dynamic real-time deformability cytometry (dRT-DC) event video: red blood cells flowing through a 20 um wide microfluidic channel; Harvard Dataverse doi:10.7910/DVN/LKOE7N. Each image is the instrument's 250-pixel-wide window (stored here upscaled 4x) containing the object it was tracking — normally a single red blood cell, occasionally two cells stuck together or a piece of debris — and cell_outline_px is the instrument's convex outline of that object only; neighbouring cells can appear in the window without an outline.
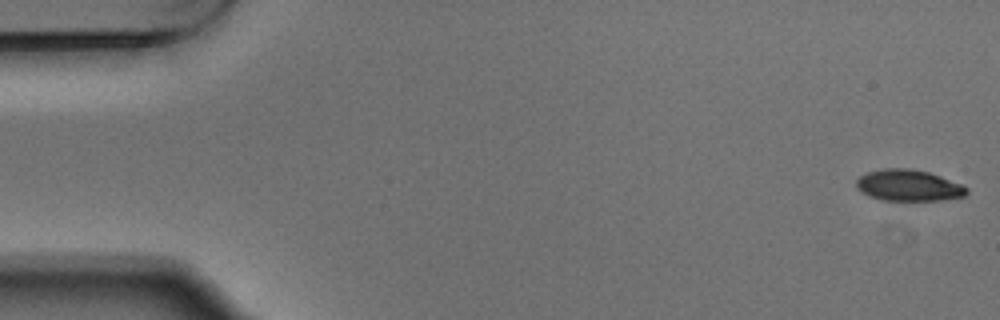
{"species": "Egyptian fruit bat (a non-hibernating species)", "species_latin": "Rousettus aegyptiacus", "temperature_condition": "warm", "stored_images_in_passage": 5, "camera_frame_rate_fps": 3000, "um_per_image_px": 0.085, "animal": {"sex": "male"}, "frame": {"image": 1, "passage_image": 1, "time_ms": 0.0, "image_size_px": [1000, 320], "cell_outline_px": [[968, 192], [964, 196], [940, 200], [880, 200], [868, 196], [860, 192], [856, 188], [856, 180], [860, 176], [868, 172], [884, 168], [908, 168], [928, 172], [940, 176], [960, 184], [968, 188]], "centroid_in_image_um": [77.18, 15.76], "position_along_channel_um": 7.8, "area_um2": 20.11}}
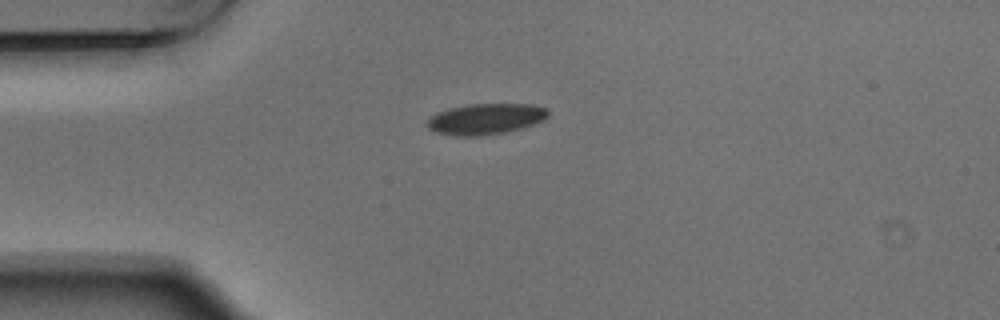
{"frame": {"image": 2, "passage_image": 5, "time_ms": 1.333, "image_size_px": [1000, 320], "cell_outline_px": [[548, 116], [544, 120], [520, 128], [504, 132], [480, 136], [456, 136], [436, 132], [428, 128], [424, 124], [436, 112], [448, 108], [468, 104], [532, 104], [548, 108]], "centroid_in_image_um": [41.25, 10.1], "position_along_channel_um": 43.7, "area_um2": 21.85}}